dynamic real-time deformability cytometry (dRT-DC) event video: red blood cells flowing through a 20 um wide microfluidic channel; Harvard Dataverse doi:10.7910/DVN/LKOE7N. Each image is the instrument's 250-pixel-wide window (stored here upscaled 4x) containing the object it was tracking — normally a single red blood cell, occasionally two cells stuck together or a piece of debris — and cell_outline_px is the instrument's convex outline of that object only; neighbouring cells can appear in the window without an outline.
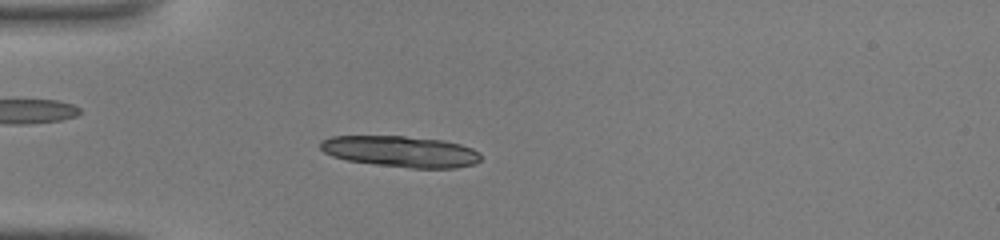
{"species": "common noctule bat (a hibernating species)", "species_latin": "Nyctalus noctula", "temperature_condition": "warm", "stored_images_in_passage": 45, "camera_frame_rate_fps": 3000, "um_per_image_px": 0.085, "animal": {"sex": "male", "body_mass_g": 19.0, "forearm_length_mm": 50.8}, "frame": {"image": 1, "passage_image": 14, "time_ms": 4.333, "image_size_px": [1000, 240], "cell_outline_px": [[480, 160], [476, 164], [456, 168], [412, 168], [376, 164], [348, 160], [332, 156], [324, 152], [320, 148], [320, 140], [332, 136], [404, 136], [444, 140], [460, 144], [472, 148], [480, 152]], "centroid_in_image_um": [34.09, 12.87], "position_along_channel_um": 50.9, "area_um2": 29.19}}
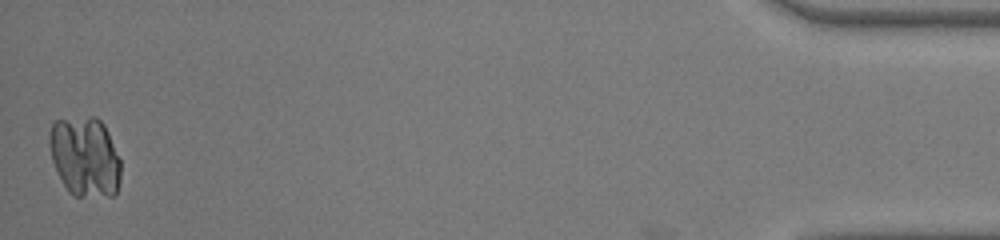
{"frame": {"image": 2, "passage_image": 45, "time_ms": 14.667, "image_size_px": [1000, 240], "cell_outline_px": [[120, 180], [116, 196], [72, 196], [68, 192], [52, 160], [48, 144], [48, 132], [52, 124], [56, 120], [88, 116], [96, 116], [104, 124], [108, 132], [120, 160]], "centroid_in_image_um": [7.21, 13.31], "position_along_channel_um": 428.0, "area_um2": 33.58}}